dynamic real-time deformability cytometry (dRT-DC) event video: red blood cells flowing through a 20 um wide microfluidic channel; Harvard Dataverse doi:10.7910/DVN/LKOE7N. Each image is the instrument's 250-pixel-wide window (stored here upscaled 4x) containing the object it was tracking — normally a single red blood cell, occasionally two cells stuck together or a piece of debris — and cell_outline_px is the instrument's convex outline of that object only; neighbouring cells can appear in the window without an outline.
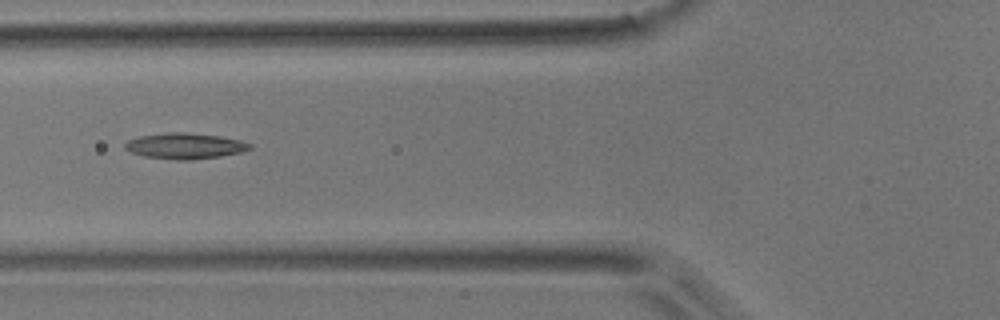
{"species": "common noctule bat (a hibernating species)", "species_latin": "Nyctalus noctula", "temperature_condition": "room temperature", "stored_images_in_passage": 8, "camera_frame_rate_fps": 3000, "um_per_image_px": 0.085, "animal": {"sex": "male", "body_mass_g": 17.9}, "frame": {"image": 1, "passage_image": 7, "time_ms": 6.667, "image_size_px": [1000, 320], "cell_outline_px": [[252, 148], [240, 152], [220, 156], [192, 160], [176, 160], [144, 156], [132, 152], [124, 148], [124, 144], [128, 140], [140, 136], [168, 132], [184, 132], [220, 136], [240, 140], [252, 144]], "centroid_in_image_um": [15.72, 12.4], "position_along_channel_um": 110.1, "area_um2": 18.73}}
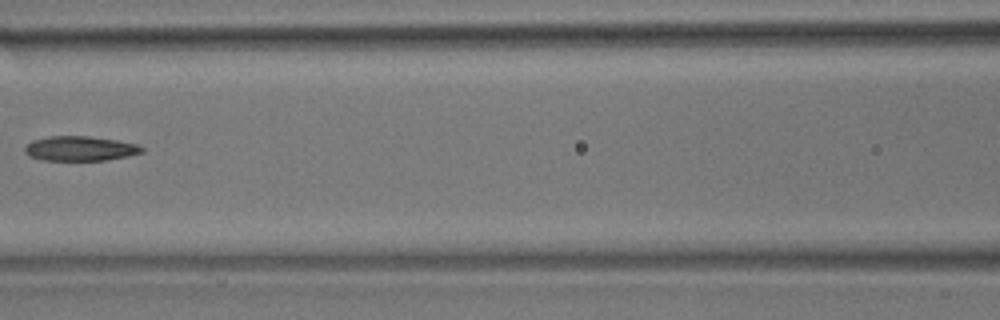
{"frame": {"image": 2, "passage_image": 8, "time_ms": 8.0, "image_size_px": [1000, 320], "cell_outline_px": [[144, 152], [128, 156], [108, 160], [40, 160], [28, 156], [24, 152], [24, 148], [32, 140], [48, 136], [88, 136], [116, 140], [136, 144], [144, 148]], "centroid_in_image_um": [6.79, 12.63], "position_along_channel_um": 159.8, "area_um2": 16.94}}